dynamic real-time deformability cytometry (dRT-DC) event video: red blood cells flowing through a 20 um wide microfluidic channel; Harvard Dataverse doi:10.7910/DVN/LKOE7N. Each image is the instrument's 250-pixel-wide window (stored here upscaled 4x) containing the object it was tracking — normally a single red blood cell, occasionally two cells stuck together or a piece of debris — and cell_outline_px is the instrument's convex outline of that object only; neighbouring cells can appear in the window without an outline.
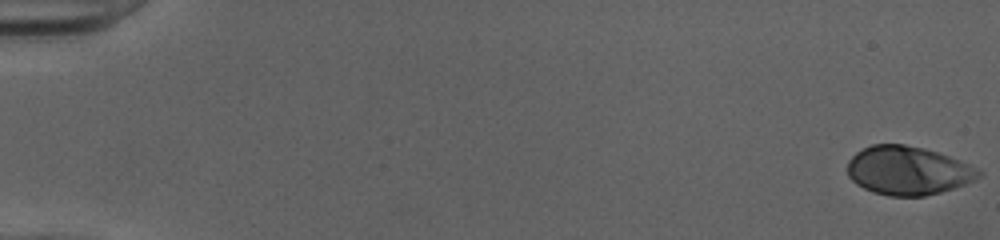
{"species": "human", "species_latin": "Homo sapiens", "temperature_condition": "cold", "stored_images_in_passage": 16, "camera_frame_rate_fps": 3000, "um_per_image_px": 0.085, "donor": {"sex": "female"}, "frame": {"image": 1, "passage_image": 1, "time_ms": 0.0, "image_size_px": [1000, 240], "cell_outline_px": [[984, 172], [976, 180], [940, 192], [924, 196], [888, 196], [872, 192], [856, 184], [848, 176], [848, 160], [856, 152], [872, 144], [904, 144], [924, 148], [948, 156], [968, 164]], "centroid_in_image_um": [77.16, 14.5], "position_along_channel_um": 7.8, "area_um2": 37.11}}
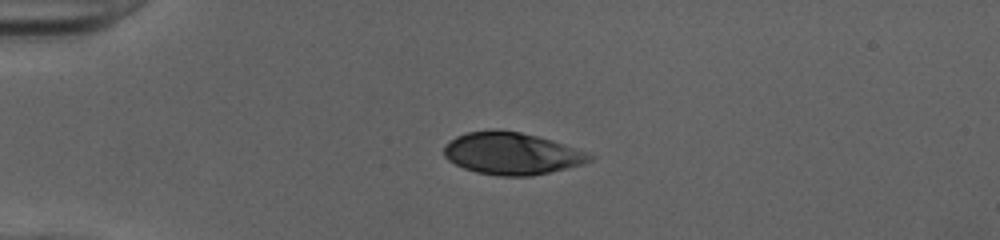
{"frame": {"image": 2, "passage_image": 14, "time_ms": 4.333, "image_size_px": [1000, 240], "cell_outline_px": [[596, 156], [592, 160], [584, 164], [532, 176], [496, 176], [476, 172], [464, 168], [448, 160], [444, 156], [444, 144], [456, 136], [468, 132], [496, 128], [520, 132], [552, 140], [588, 152]], "centroid_in_image_um": [43.5, 13.04], "position_along_channel_um": 41.5, "area_um2": 36.07}}